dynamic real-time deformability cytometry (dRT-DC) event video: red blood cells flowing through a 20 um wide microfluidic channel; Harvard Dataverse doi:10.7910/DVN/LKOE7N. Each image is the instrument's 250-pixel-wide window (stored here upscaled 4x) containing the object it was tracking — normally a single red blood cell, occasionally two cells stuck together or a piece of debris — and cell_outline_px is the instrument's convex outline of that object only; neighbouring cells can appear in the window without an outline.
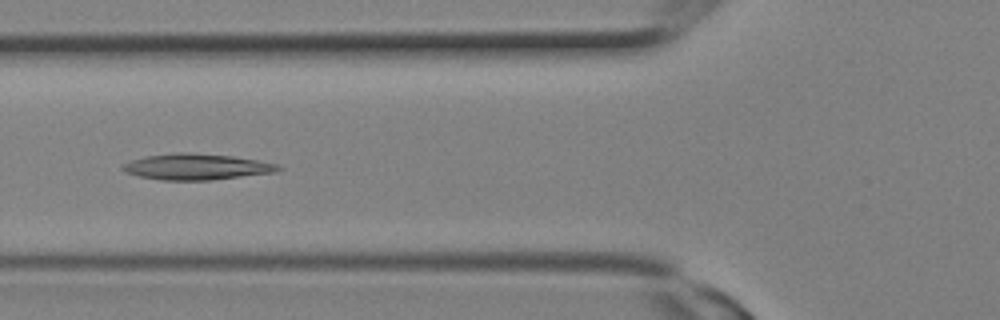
{"species": "Egyptian fruit bat (a non-hibernating species)", "species_latin": "Rousettus aegyptiacus", "temperature_condition": "room temperature", "stored_images_in_passage": 11, "camera_frame_rate_fps": 3000, "um_per_image_px": 0.085, "animal": {"sex": "female"}, "frame": {"image": 1, "passage_image": 10, "time_ms": 3.0, "image_size_px": [1000, 320], "cell_outline_px": [[284, 168], [272, 172], [208, 180], [160, 180], [140, 176], [128, 172], [120, 168], [120, 164], [144, 156], [172, 152], [188, 152], [232, 156], [256, 160], [276, 164]], "centroid_in_image_um": [16.62, 14.16], "position_along_channel_um": 109.2, "area_um2": 23.35}}